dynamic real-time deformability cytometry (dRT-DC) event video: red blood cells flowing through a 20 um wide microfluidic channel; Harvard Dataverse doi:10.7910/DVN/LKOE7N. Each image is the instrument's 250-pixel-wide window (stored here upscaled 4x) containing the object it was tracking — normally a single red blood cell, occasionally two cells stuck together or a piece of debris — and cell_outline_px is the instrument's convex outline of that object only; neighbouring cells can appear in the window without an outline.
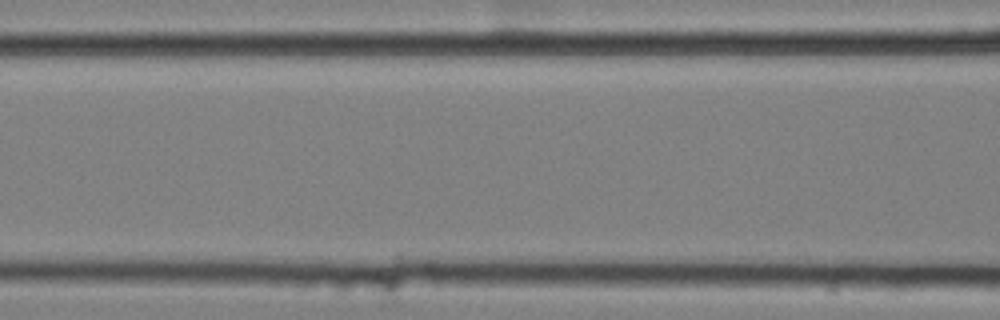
{"species": "common noctule bat (a hibernating species)", "species_latin": "Nyctalus noctula", "temperature_condition": "cold", "stored_images_in_passage": 5, "camera_frame_rate_fps": 3000, "um_per_image_px": 0.085, "animal": {"sex": "female", "body_mass_g": 25.1}, "frame": {"image": 1, "passage_image": 4, "time_ms": 1.0, "image_size_px": [1000, 320], "cell_outline_px": [[432, 276], [424, 280], [396, 288], [352, 288], [268, 284], [268, 280], [276, 276], [408, 272], [424, 272]], "centroid_in_image_um": [30.01, 23.81], "position_along_channel_um": 136.6, "area_um2": 13.99}}